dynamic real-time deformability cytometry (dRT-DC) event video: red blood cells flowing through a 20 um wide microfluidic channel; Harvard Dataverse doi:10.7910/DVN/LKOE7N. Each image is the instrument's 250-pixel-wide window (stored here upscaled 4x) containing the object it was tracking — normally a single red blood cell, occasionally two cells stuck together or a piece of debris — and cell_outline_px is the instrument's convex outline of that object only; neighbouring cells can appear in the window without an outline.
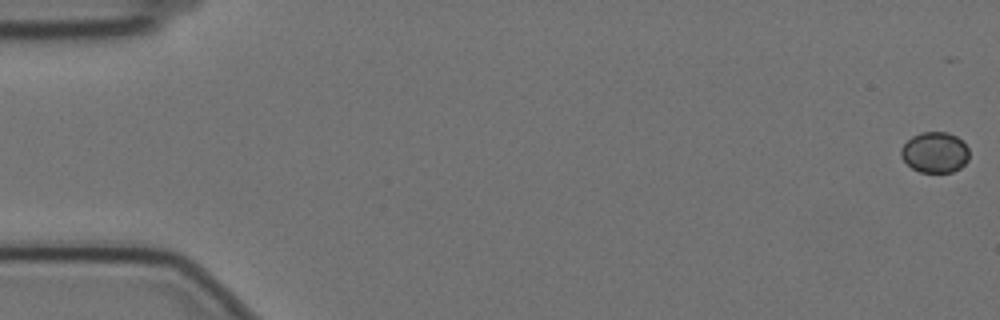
{"species": "Egyptian fruit bat (a non-hibernating species)", "species_latin": "Rousettus aegyptiacus", "temperature_condition": "cold", "stored_images_in_passage": 26, "camera_frame_rate_fps": 3000, "um_per_image_px": 0.085, "animal": {"sex": "female"}, "frame": {"image": 1, "passage_image": 1, "time_ms": 0.0, "image_size_px": [1000, 320], "cell_outline_px": [[968, 160], [960, 168], [952, 172], [920, 172], [912, 168], [900, 156], [900, 148], [912, 136], [920, 132], [948, 132], [956, 136], [968, 148]], "centroid_in_image_um": [79.45, 12.95], "position_along_channel_um": 5.6, "area_um2": 16.13}}
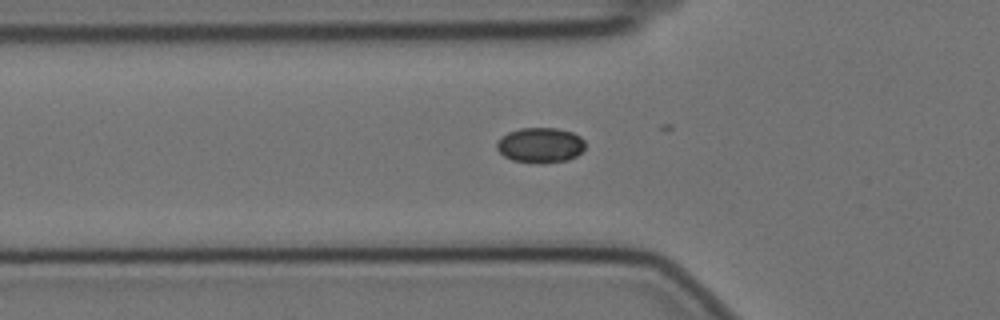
{"frame": {"image": 2, "passage_image": 20, "time_ms": 6.333, "image_size_px": [1000, 320], "cell_outline_px": [[584, 148], [576, 156], [568, 160], [540, 164], [536, 164], [512, 160], [504, 156], [496, 148], [496, 144], [500, 136], [508, 132], [520, 128], [556, 128], [572, 132], [580, 136], [584, 140]], "centroid_in_image_um": [45.9, 12.34], "position_along_channel_um": 79.9, "area_um2": 18.32}}
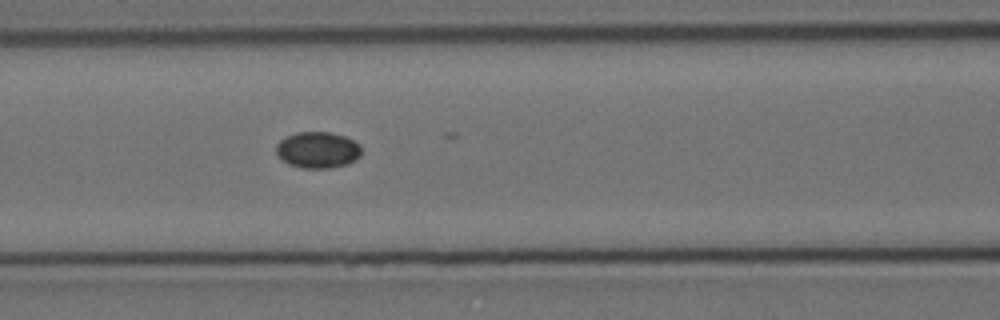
{"frame": {"image": 3, "passage_image": 25, "time_ms": 8.0, "image_size_px": [1000, 320], "cell_outline_px": [[360, 156], [356, 160], [348, 164], [328, 168], [304, 168], [288, 164], [276, 152], [276, 144], [280, 140], [296, 132], [332, 132], [344, 136], [360, 144]], "centroid_in_image_um": [27.02, 12.74], "position_along_channel_um": 139.6, "area_um2": 17.98}}